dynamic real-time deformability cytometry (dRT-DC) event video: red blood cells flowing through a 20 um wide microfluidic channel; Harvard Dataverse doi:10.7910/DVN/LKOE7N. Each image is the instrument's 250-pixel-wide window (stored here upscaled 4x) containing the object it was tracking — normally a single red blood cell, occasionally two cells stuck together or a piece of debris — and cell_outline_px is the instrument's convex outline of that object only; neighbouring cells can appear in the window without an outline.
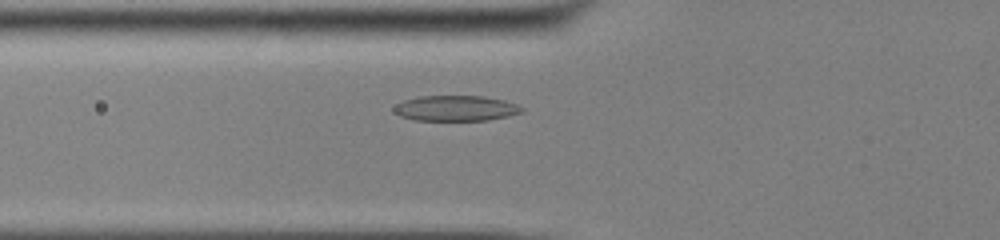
{"species": "common noctule bat (a hibernating species)", "species_latin": "Nyctalus noctula", "temperature_condition": "cold", "stored_images_in_passage": 44, "camera_frame_rate_fps": 3000, "um_per_image_px": 0.085, "animal": {"sex": "male", "body_mass_g": 13.0, "forearm_length_mm": 53.1}, "frame": {"image": 1, "passage_image": 11, "time_ms": 3.333, "image_size_px": [1000, 240], "cell_outline_px": [[524, 112], [508, 116], [488, 120], [416, 120], [400, 116], [392, 108], [396, 104], [404, 100], [420, 96], [484, 96], [504, 100], [516, 104], [524, 108]], "centroid_in_image_um": [38.76, 9.2], "position_along_channel_um": 87.0, "area_um2": 18.96}}
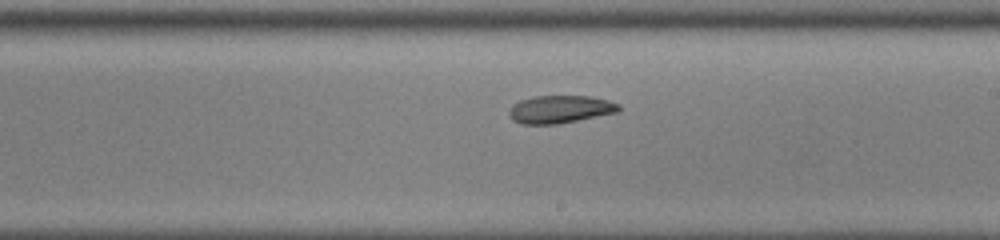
{"frame": {"image": 2, "passage_image": 23, "time_ms": 7.333, "image_size_px": [1000, 240], "cell_outline_px": [[620, 108], [616, 112], [556, 124], [520, 124], [512, 120], [508, 116], [508, 112], [512, 104], [520, 100], [532, 96], [588, 96], [608, 100], [620, 104]], "centroid_in_image_um": [47.53, 9.28], "position_along_channel_um": 241.5, "area_um2": 17.69}}
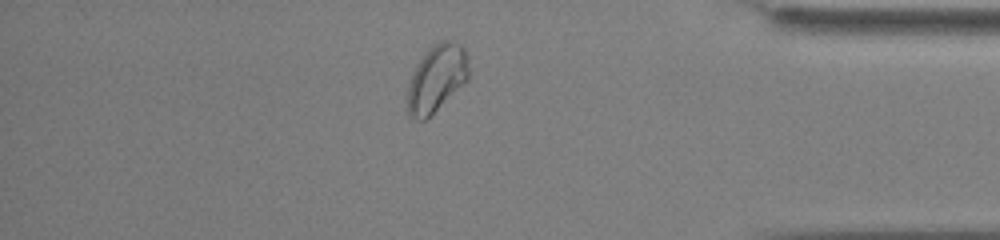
{"frame": {"image": 3, "passage_image": 37, "time_ms": 12.0, "image_size_px": [1000, 240], "cell_outline_px": [[468, 80], [424, 120], [416, 120], [408, 116], [408, 84], [416, 64], [428, 48], [432, 44], [440, 40], [452, 40], [460, 44], [464, 48], [468, 56]], "centroid_in_image_um": [37.11, 6.61], "position_along_channel_um": 398.1, "area_um2": 23.93}, "authors_computed_cell_mechanics": {"area_um2": 19.1896, "velocity_mm_per_s": 3.8588, "shape_relaxation_time_tau1_ms": 6.1016, "shape_relaxation_time_tau2_ms": 6.2072, "deformation_change_tau1": 0.1234, "deformation_change_tau2": 0.1095}}